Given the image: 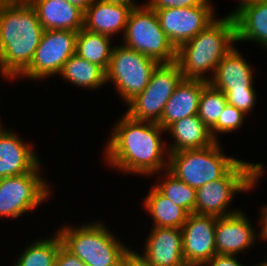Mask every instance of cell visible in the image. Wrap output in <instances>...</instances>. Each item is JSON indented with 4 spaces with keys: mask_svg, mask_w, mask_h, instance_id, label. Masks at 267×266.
Segmentation results:
<instances>
[{
    "mask_svg": "<svg viewBox=\"0 0 267 266\" xmlns=\"http://www.w3.org/2000/svg\"><path fill=\"white\" fill-rule=\"evenodd\" d=\"M113 126L103 152L108 166L147 177L168 170L164 157L169 153L161 136L166 131L158 123L137 121L123 113Z\"/></svg>",
    "mask_w": 267,
    "mask_h": 266,
    "instance_id": "6da1fadb",
    "label": "cell"
},
{
    "mask_svg": "<svg viewBox=\"0 0 267 266\" xmlns=\"http://www.w3.org/2000/svg\"><path fill=\"white\" fill-rule=\"evenodd\" d=\"M43 26L27 0H0V74L13 80L30 65Z\"/></svg>",
    "mask_w": 267,
    "mask_h": 266,
    "instance_id": "7a4b0ae2",
    "label": "cell"
},
{
    "mask_svg": "<svg viewBox=\"0 0 267 266\" xmlns=\"http://www.w3.org/2000/svg\"><path fill=\"white\" fill-rule=\"evenodd\" d=\"M234 43L236 32L233 16L215 18L194 38L177 48L175 62L179 65L183 79L209 82L219 62L236 46ZM210 71L211 76L206 77Z\"/></svg>",
    "mask_w": 267,
    "mask_h": 266,
    "instance_id": "3957f363",
    "label": "cell"
},
{
    "mask_svg": "<svg viewBox=\"0 0 267 266\" xmlns=\"http://www.w3.org/2000/svg\"><path fill=\"white\" fill-rule=\"evenodd\" d=\"M62 245L87 266H121L129 248L103 223L90 222L81 226L64 225L57 230Z\"/></svg>",
    "mask_w": 267,
    "mask_h": 266,
    "instance_id": "277c9868",
    "label": "cell"
},
{
    "mask_svg": "<svg viewBox=\"0 0 267 266\" xmlns=\"http://www.w3.org/2000/svg\"><path fill=\"white\" fill-rule=\"evenodd\" d=\"M264 170L262 163L240 160L223 178L196 190L195 214L218 218L240 211L238 208L229 210V204L236 193H248L254 189L258 179L265 174Z\"/></svg>",
    "mask_w": 267,
    "mask_h": 266,
    "instance_id": "5b68a950",
    "label": "cell"
},
{
    "mask_svg": "<svg viewBox=\"0 0 267 266\" xmlns=\"http://www.w3.org/2000/svg\"><path fill=\"white\" fill-rule=\"evenodd\" d=\"M216 141L203 149L169 153L168 171L195 190L223 178L241 159L227 156Z\"/></svg>",
    "mask_w": 267,
    "mask_h": 266,
    "instance_id": "8992f818",
    "label": "cell"
},
{
    "mask_svg": "<svg viewBox=\"0 0 267 266\" xmlns=\"http://www.w3.org/2000/svg\"><path fill=\"white\" fill-rule=\"evenodd\" d=\"M123 45L158 63L176 61V48L160 26L157 13L146 3L131 10L123 34Z\"/></svg>",
    "mask_w": 267,
    "mask_h": 266,
    "instance_id": "52a82bcc",
    "label": "cell"
},
{
    "mask_svg": "<svg viewBox=\"0 0 267 266\" xmlns=\"http://www.w3.org/2000/svg\"><path fill=\"white\" fill-rule=\"evenodd\" d=\"M159 63L153 58L128 48L123 44L113 46L112 55L105 71L106 83L115 85L125 105L148 85Z\"/></svg>",
    "mask_w": 267,
    "mask_h": 266,
    "instance_id": "ba28073f",
    "label": "cell"
},
{
    "mask_svg": "<svg viewBox=\"0 0 267 266\" xmlns=\"http://www.w3.org/2000/svg\"><path fill=\"white\" fill-rule=\"evenodd\" d=\"M182 79V72L176 62L159 63L144 90L126 104L128 110L125 113L137 121L158 123L165 104Z\"/></svg>",
    "mask_w": 267,
    "mask_h": 266,
    "instance_id": "9c48e42d",
    "label": "cell"
},
{
    "mask_svg": "<svg viewBox=\"0 0 267 266\" xmlns=\"http://www.w3.org/2000/svg\"><path fill=\"white\" fill-rule=\"evenodd\" d=\"M41 165L29 173L0 179V218H19L48 201L52 193L40 175Z\"/></svg>",
    "mask_w": 267,
    "mask_h": 266,
    "instance_id": "30bf717a",
    "label": "cell"
},
{
    "mask_svg": "<svg viewBox=\"0 0 267 266\" xmlns=\"http://www.w3.org/2000/svg\"><path fill=\"white\" fill-rule=\"evenodd\" d=\"M77 34L71 30H44L30 65L18 78L40 80L57 76L75 54Z\"/></svg>",
    "mask_w": 267,
    "mask_h": 266,
    "instance_id": "8fae6325",
    "label": "cell"
},
{
    "mask_svg": "<svg viewBox=\"0 0 267 266\" xmlns=\"http://www.w3.org/2000/svg\"><path fill=\"white\" fill-rule=\"evenodd\" d=\"M211 2L205 0L201 5L194 7L156 11L162 30L176 49L194 38L215 19V7Z\"/></svg>",
    "mask_w": 267,
    "mask_h": 266,
    "instance_id": "7c38bea8",
    "label": "cell"
},
{
    "mask_svg": "<svg viewBox=\"0 0 267 266\" xmlns=\"http://www.w3.org/2000/svg\"><path fill=\"white\" fill-rule=\"evenodd\" d=\"M217 217L188 214L182 231V253L187 266H201L216 252L215 229Z\"/></svg>",
    "mask_w": 267,
    "mask_h": 266,
    "instance_id": "4fadbf2b",
    "label": "cell"
},
{
    "mask_svg": "<svg viewBox=\"0 0 267 266\" xmlns=\"http://www.w3.org/2000/svg\"><path fill=\"white\" fill-rule=\"evenodd\" d=\"M244 211L218 217L215 229V244L217 254L238 255L254 245L257 238L261 240ZM258 235V236H256Z\"/></svg>",
    "mask_w": 267,
    "mask_h": 266,
    "instance_id": "5bb4252c",
    "label": "cell"
},
{
    "mask_svg": "<svg viewBox=\"0 0 267 266\" xmlns=\"http://www.w3.org/2000/svg\"><path fill=\"white\" fill-rule=\"evenodd\" d=\"M33 147L7 127L0 130V179L31 172L41 162Z\"/></svg>",
    "mask_w": 267,
    "mask_h": 266,
    "instance_id": "9a60e30c",
    "label": "cell"
},
{
    "mask_svg": "<svg viewBox=\"0 0 267 266\" xmlns=\"http://www.w3.org/2000/svg\"><path fill=\"white\" fill-rule=\"evenodd\" d=\"M143 255L153 266H187L182 253V231L174 227H152Z\"/></svg>",
    "mask_w": 267,
    "mask_h": 266,
    "instance_id": "2e32d148",
    "label": "cell"
},
{
    "mask_svg": "<svg viewBox=\"0 0 267 266\" xmlns=\"http://www.w3.org/2000/svg\"><path fill=\"white\" fill-rule=\"evenodd\" d=\"M36 11L44 30H71L84 28L85 12L65 0H27Z\"/></svg>",
    "mask_w": 267,
    "mask_h": 266,
    "instance_id": "e0dca14e",
    "label": "cell"
},
{
    "mask_svg": "<svg viewBox=\"0 0 267 266\" xmlns=\"http://www.w3.org/2000/svg\"><path fill=\"white\" fill-rule=\"evenodd\" d=\"M208 83L204 80L182 79L165 104L158 124L166 130L174 122L196 115L201 92Z\"/></svg>",
    "mask_w": 267,
    "mask_h": 266,
    "instance_id": "ac0fdd59",
    "label": "cell"
},
{
    "mask_svg": "<svg viewBox=\"0 0 267 266\" xmlns=\"http://www.w3.org/2000/svg\"><path fill=\"white\" fill-rule=\"evenodd\" d=\"M234 46L219 62L209 83L221 91L254 89L253 69Z\"/></svg>",
    "mask_w": 267,
    "mask_h": 266,
    "instance_id": "d6986e66",
    "label": "cell"
},
{
    "mask_svg": "<svg viewBox=\"0 0 267 266\" xmlns=\"http://www.w3.org/2000/svg\"><path fill=\"white\" fill-rule=\"evenodd\" d=\"M132 9L128 5L94 0L85 11L84 28L111 38L121 30L124 34Z\"/></svg>",
    "mask_w": 267,
    "mask_h": 266,
    "instance_id": "ffe728a7",
    "label": "cell"
},
{
    "mask_svg": "<svg viewBox=\"0 0 267 266\" xmlns=\"http://www.w3.org/2000/svg\"><path fill=\"white\" fill-rule=\"evenodd\" d=\"M165 131L174 138L167 146L168 153L203 149L216 142L198 114L174 122Z\"/></svg>",
    "mask_w": 267,
    "mask_h": 266,
    "instance_id": "44dd1931",
    "label": "cell"
},
{
    "mask_svg": "<svg viewBox=\"0 0 267 266\" xmlns=\"http://www.w3.org/2000/svg\"><path fill=\"white\" fill-rule=\"evenodd\" d=\"M236 43L256 42L267 49V0L244 6L233 15Z\"/></svg>",
    "mask_w": 267,
    "mask_h": 266,
    "instance_id": "7402d4cb",
    "label": "cell"
},
{
    "mask_svg": "<svg viewBox=\"0 0 267 266\" xmlns=\"http://www.w3.org/2000/svg\"><path fill=\"white\" fill-rule=\"evenodd\" d=\"M143 202L144 209L153 220L152 227L182 228L187 219L188 213L165 197L155 186L151 187Z\"/></svg>",
    "mask_w": 267,
    "mask_h": 266,
    "instance_id": "603a6c76",
    "label": "cell"
},
{
    "mask_svg": "<svg viewBox=\"0 0 267 266\" xmlns=\"http://www.w3.org/2000/svg\"><path fill=\"white\" fill-rule=\"evenodd\" d=\"M59 74L66 82L91 90L97 91L98 88L106 84L105 71L77 54H73L67 60Z\"/></svg>",
    "mask_w": 267,
    "mask_h": 266,
    "instance_id": "cb8c5ba5",
    "label": "cell"
},
{
    "mask_svg": "<svg viewBox=\"0 0 267 266\" xmlns=\"http://www.w3.org/2000/svg\"><path fill=\"white\" fill-rule=\"evenodd\" d=\"M111 39L106 35L82 28L76 37L75 54L106 71L113 51Z\"/></svg>",
    "mask_w": 267,
    "mask_h": 266,
    "instance_id": "d4e9b609",
    "label": "cell"
},
{
    "mask_svg": "<svg viewBox=\"0 0 267 266\" xmlns=\"http://www.w3.org/2000/svg\"><path fill=\"white\" fill-rule=\"evenodd\" d=\"M61 245L62 241L56 231L52 238H42L28 244L13 266H55Z\"/></svg>",
    "mask_w": 267,
    "mask_h": 266,
    "instance_id": "484cf974",
    "label": "cell"
},
{
    "mask_svg": "<svg viewBox=\"0 0 267 266\" xmlns=\"http://www.w3.org/2000/svg\"><path fill=\"white\" fill-rule=\"evenodd\" d=\"M154 186L175 205L182 207L188 214L195 213L196 190L177 179L168 170L160 174ZM161 179V180H160Z\"/></svg>",
    "mask_w": 267,
    "mask_h": 266,
    "instance_id": "4316f807",
    "label": "cell"
},
{
    "mask_svg": "<svg viewBox=\"0 0 267 266\" xmlns=\"http://www.w3.org/2000/svg\"><path fill=\"white\" fill-rule=\"evenodd\" d=\"M226 104L225 93L208 83L201 92L197 114L203 123L211 129L218 121Z\"/></svg>",
    "mask_w": 267,
    "mask_h": 266,
    "instance_id": "83f0119b",
    "label": "cell"
},
{
    "mask_svg": "<svg viewBox=\"0 0 267 266\" xmlns=\"http://www.w3.org/2000/svg\"><path fill=\"white\" fill-rule=\"evenodd\" d=\"M246 116L243 111L227 103L218 121L210 129L212 137L216 141H220L219 134H231V132L238 130L243 125Z\"/></svg>",
    "mask_w": 267,
    "mask_h": 266,
    "instance_id": "f1b7e54d",
    "label": "cell"
},
{
    "mask_svg": "<svg viewBox=\"0 0 267 266\" xmlns=\"http://www.w3.org/2000/svg\"><path fill=\"white\" fill-rule=\"evenodd\" d=\"M222 92L225 93L226 100L229 105L235 106L246 115H249V112H251L255 107V102L257 101V93L255 89H239Z\"/></svg>",
    "mask_w": 267,
    "mask_h": 266,
    "instance_id": "f546056e",
    "label": "cell"
},
{
    "mask_svg": "<svg viewBox=\"0 0 267 266\" xmlns=\"http://www.w3.org/2000/svg\"><path fill=\"white\" fill-rule=\"evenodd\" d=\"M205 0H148L146 4L155 12L166 8H183L201 5Z\"/></svg>",
    "mask_w": 267,
    "mask_h": 266,
    "instance_id": "4dcf8cb0",
    "label": "cell"
},
{
    "mask_svg": "<svg viewBox=\"0 0 267 266\" xmlns=\"http://www.w3.org/2000/svg\"><path fill=\"white\" fill-rule=\"evenodd\" d=\"M121 266H153L148 259L141 253L129 247L123 254Z\"/></svg>",
    "mask_w": 267,
    "mask_h": 266,
    "instance_id": "1f68e13d",
    "label": "cell"
},
{
    "mask_svg": "<svg viewBox=\"0 0 267 266\" xmlns=\"http://www.w3.org/2000/svg\"><path fill=\"white\" fill-rule=\"evenodd\" d=\"M55 266H87L76 255L68 251L63 245L60 246Z\"/></svg>",
    "mask_w": 267,
    "mask_h": 266,
    "instance_id": "d6a6232c",
    "label": "cell"
},
{
    "mask_svg": "<svg viewBox=\"0 0 267 266\" xmlns=\"http://www.w3.org/2000/svg\"><path fill=\"white\" fill-rule=\"evenodd\" d=\"M201 266H244L235 255L216 254Z\"/></svg>",
    "mask_w": 267,
    "mask_h": 266,
    "instance_id": "836d02e7",
    "label": "cell"
},
{
    "mask_svg": "<svg viewBox=\"0 0 267 266\" xmlns=\"http://www.w3.org/2000/svg\"><path fill=\"white\" fill-rule=\"evenodd\" d=\"M260 224H261V229H260V233H261V240L266 241L267 240V204L261 208L260 210Z\"/></svg>",
    "mask_w": 267,
    "mask_h": 266,
    "instance_id": "e575fe53",
    "label": "cell"
},
{
    "mask_svg": "<svg viewBox=\"0 0 267 266\" xmlns=\"http://www.w3.org/2000/svg\"><path fill=\"white\" fill-rule=\"evenodd\" d=\"M65 1L80 8L85 12L94 0H65Z\"/></svg>",
    "mask_w": 267,
    "mask_h": 266,
    "instance_id": "d590c367",
    "label": "cell"
},
{
    "mask_svg": "<svg viewBox=\"0 0 267 266\" xmlns=\"http://www.w3.org/2000/svg\"><path fill=\"white\" fill-rule=\"evenodd\" d=\"M101 1L109 2V3H115V4L128 5V6H131L132 8L139 6V4L135 0H101Z\"/></svg>",
    "mask_w": 267,
    "mask_h": 266,
    "instance_id": "8d00e7d4",
    "label": "cell"
},
{
    "mask_svg": "<svg viewBox=\"0 0 267 266\" xmlns=\"http://www.w3.org/2000/svg\"><path fill=\"white\" fill-rule=\"evenodd\" d=\"M258 0H239V5H237L238 7L236 8V10H233V12L229 13L228 15L233 16L238 10H240L241 8H243L246 5L252 4V3H256Z\"/></svg>",
    "mask_w": 267,
    "mask_h": 266,
    "instance_id": "74e56055",
    "label": "cell"
},
{
    "mask_svg": "<svg viewBox=\"0 0 267 266\" xmlns=\"http://www.w3.org/2000/svg\"><path fill=\"white\" fill-rule=\"evenodd\" d=\"M255 266H267V260L263 261V262H259L257 265Z\"/></svg>",
    "mask_w": 267,
    "mask_h": 266,
    "instance_id": "f35d334b",
    "label": "cell"
},
{
    "mask_svg": "<svg viewBox=\"0 0 267 266\" xmlns=\"http://www.w3.org/2000/svg\"><path fill=\"white\" fill-rule=\"evenodd\" d=\"M4 127L2 126V124L0 123V130H2Z\"/></svg>",
    "mask_w": 267,
    "mask_h": 266,
    "instance_id": "ab89813d",
    "label": "cell"
}]
</instances>
